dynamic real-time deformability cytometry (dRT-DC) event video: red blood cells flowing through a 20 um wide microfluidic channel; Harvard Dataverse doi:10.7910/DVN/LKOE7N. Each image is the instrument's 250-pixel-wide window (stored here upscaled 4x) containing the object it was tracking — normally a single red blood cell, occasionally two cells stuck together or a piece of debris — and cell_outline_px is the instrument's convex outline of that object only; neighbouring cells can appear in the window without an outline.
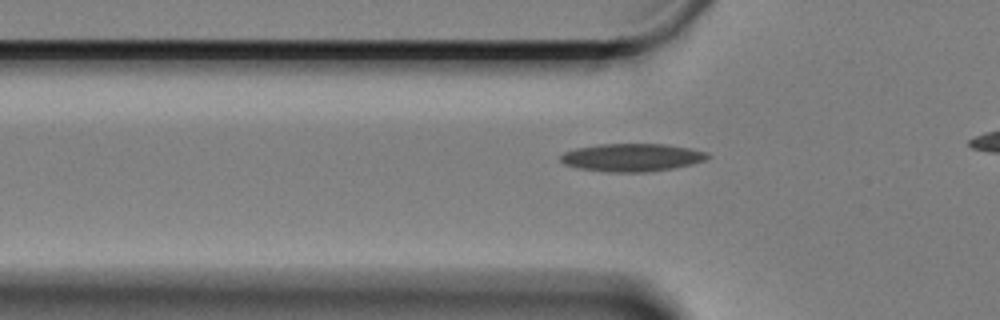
{"species": "Egyptian fruit bat (a non-hibernating species)", "species_latin": "Rousettus aegyptiacus", "temperature_condition": "cold", "stored_images_in_passage": 26, "camera_frame_rate_fps": 3000, "um_per_image_px": 0.085, "animal": {"sex": "female"}, "frame": {"image": 1, "passage_image": 3, "time_ms": 0.667, "image_size_px": [1000, 320], "cell_outline_px": [[708, 156], [704, 160], [692, 164], [672, 168], [648, 172], [608, 172], [576, 168], [564, 164], [560, 160], [560, 156], [564, 152], [576, 148], [600, 144], [664, 144], [688, 148], [708, 152]], "centroid_in_image_um": [53.67, 13.39], "position_along_channel_um": 72.1, "area_um2": 23.81}}
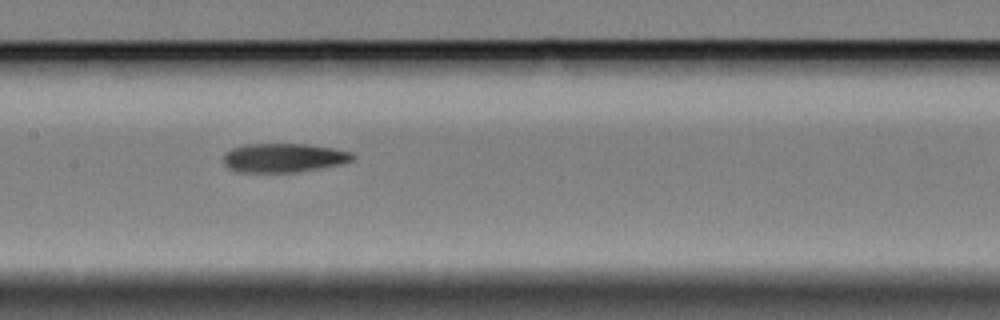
{"frame": {"image": 2, "passage_image": 13, "time_ms": 4.0, "image_size_px": [1000, 320], "cell_outline_px": [[356, 156], [352, 160], [344, 164], [296, 172], [236, 172], [228, 168], [224, 164], [224, 152], [232, 148], [248, 144], [308, 144], [332, 148], [352, 152]], "centroid_in_image_um": [24.12, 13.41], "position_along_channel_um": 183.3, "area_um2": 21.96}}
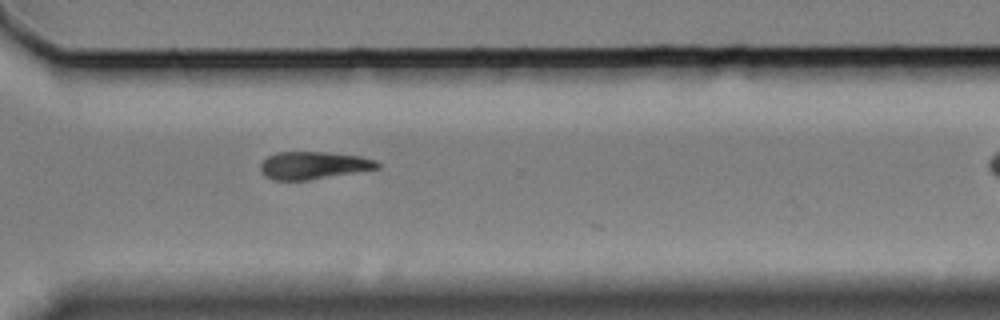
{"frame": {"image": 3, "passage_image": 22, "time_ms": 7.0, "image_size_px": [1000, 320], "cell_outline_px": [[380, 168], [308, 180], [272, 180], [264, 176], [260, 172], [260, 164], [268, 156], [276, 152], [324, 152], [360, 156], [376, 160], [380, 164]], "centroid_in_image_um": [26.61, 14.06], "position_along_channel_um": 344.0, "area_um2": 18.79}}